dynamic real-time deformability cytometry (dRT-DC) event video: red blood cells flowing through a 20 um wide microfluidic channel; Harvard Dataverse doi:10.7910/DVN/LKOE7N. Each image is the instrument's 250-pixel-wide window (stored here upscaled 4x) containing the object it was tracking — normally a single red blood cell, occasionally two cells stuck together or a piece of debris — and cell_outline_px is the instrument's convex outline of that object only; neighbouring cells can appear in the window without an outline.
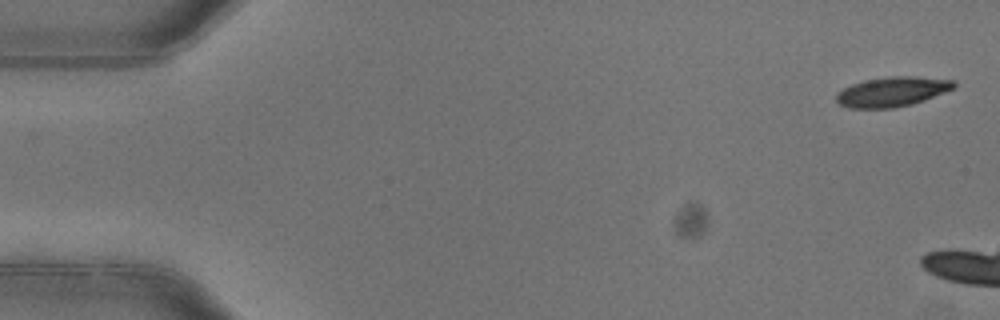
{"species": "common noctule bat (a hibernating species)", "species_latin": "Nyctalus noctula", "temperature_condition": "warm", "stored_images_in_passage": 2, "camera_frame_rate_fps": 3000, "um_per_image_px": 0.085, "animal": {"sex": "female"}, "frame": {"image": 1, "passage_image": 2, "time_ms": 0.333, "image_size_px": [1000, 320], "cell_outline_px": [[956, 88], [924, 100], [912, 104], [892, 108], [848, 108], [840, 104], [836, 100], [836, 92], [852, 84], [864, 80], [888, 76], [916, 76], [956, 80]], "centroid_in_image_um": [75.86, 7.78], "position_along_channel_um": 9.1, "area_um2": 20.58}}